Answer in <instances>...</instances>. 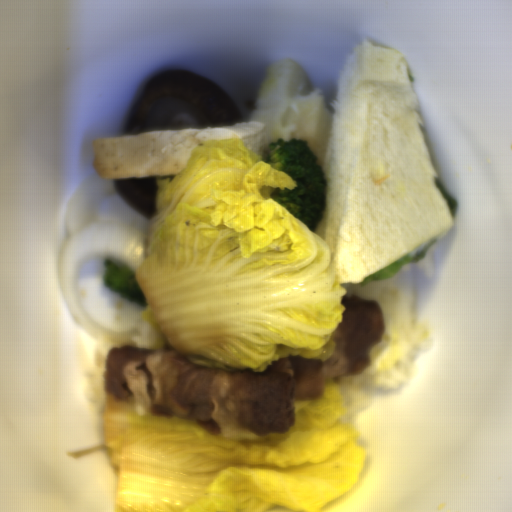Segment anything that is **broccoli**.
<instances>
[{
  "instance_id": "1",
  "label": "broccoli",
  "mask_w": 512,
  "mask_h": 512,
  "mask_svg": "<svg viewBox=\"0 0 512 512\" xmlns=\"http://www.w3.org/2000/svg\"><path fill=\"white\" fill-rule=\"evenodd\" d=\"M319 157L305 139L284 138L268 144L267 164L293 179L296 188L276 189L271 198L283 206L315 233L326 211L325 190L328 181Z\"/></svg>"
}]
</instances>
